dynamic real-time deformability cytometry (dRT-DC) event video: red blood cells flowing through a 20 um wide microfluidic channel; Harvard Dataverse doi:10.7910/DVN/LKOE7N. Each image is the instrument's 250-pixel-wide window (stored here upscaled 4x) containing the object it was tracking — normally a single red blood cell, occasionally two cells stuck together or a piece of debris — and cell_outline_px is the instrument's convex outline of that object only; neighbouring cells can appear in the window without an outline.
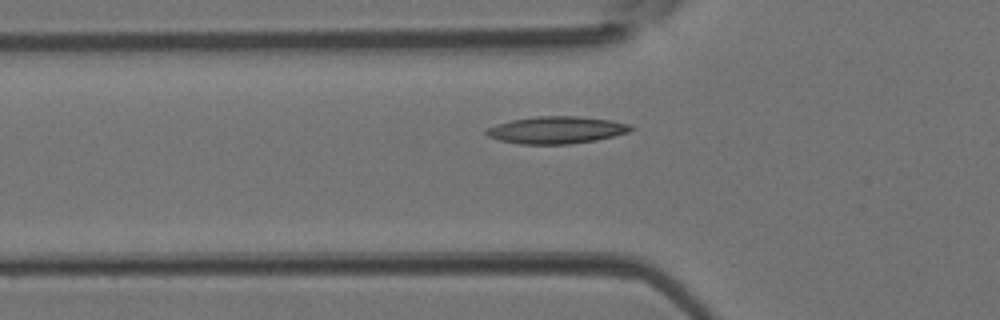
{"species": "Egyptian fruit bat (a non-hibernating species)", "species_latin": "Rousettus aegyptiacus", "temperature_condition": "room temperature", "stored_images_in_passage": 33, "segment_of_instrument_passage": [1, 2], "camera_frame_rate_fps": 3000, "um_per_image_px": 0.085, "animal": {"sex": "female"}, "frame": {"image": 1, "passage_image": 3, "time_ms": 0.667, "image_size_px": [1000, 320], "cell_outline_px": [[636, 128], [628, 132], [596, 140], [572, 144], [520, 144], [500, 140], [488, 136], [484, 132], [488, 128], [512, 120], [536, 116], [580, 116], [612, 120], [632, 124]], "centroid_in_image_um": [47.37, 11.05], "position_along_channel_um": 78.4, "area_um2": 22.89}}
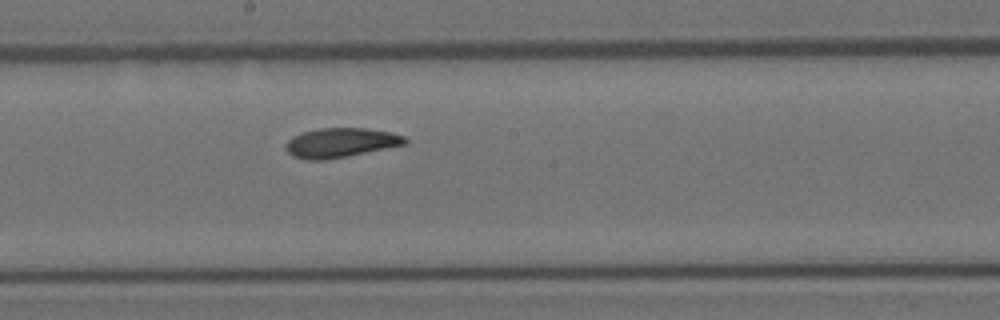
{"frame": {"image": 2, "passage_image": 12, "time_ms": 3.667, "image_size_px": [1000, 320], "cell_outline_px": [[408, 140], [404, 144], [324, 160], [308, 160], [292, 156], [284, 148], [284, 144], [292, 136], [304, 132], [320, 128], [368, 128], [388, 132], [404, 136]], "centroid_in_image_um": [28.88, 12.12], "position_along_channel_um": 219.3, "area_um2": 20.11}}
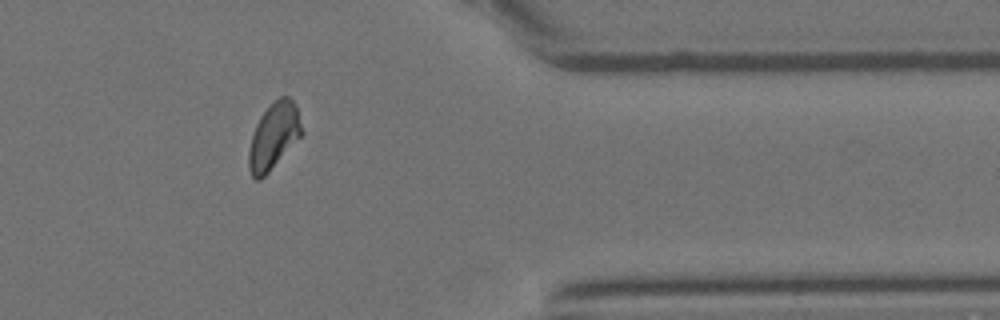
{"frame": {"image": 3, "passage_image": 24, "time_ms": 7.667, "image_size_px": [1000, 320], "cell_outline_px": [[304, 132], [268, 172], [260, 180], [256, 180], [252, 176], [248, 168], [248, 152], [252, 136], [256, 124], [260, 116], [280, 96], [288, 96], [292, 100], [296, 108]], "centroid_in_image_um": [23.25, 11.58], "position_along_channel_um": 388.2, "area_um2": 20.0}}